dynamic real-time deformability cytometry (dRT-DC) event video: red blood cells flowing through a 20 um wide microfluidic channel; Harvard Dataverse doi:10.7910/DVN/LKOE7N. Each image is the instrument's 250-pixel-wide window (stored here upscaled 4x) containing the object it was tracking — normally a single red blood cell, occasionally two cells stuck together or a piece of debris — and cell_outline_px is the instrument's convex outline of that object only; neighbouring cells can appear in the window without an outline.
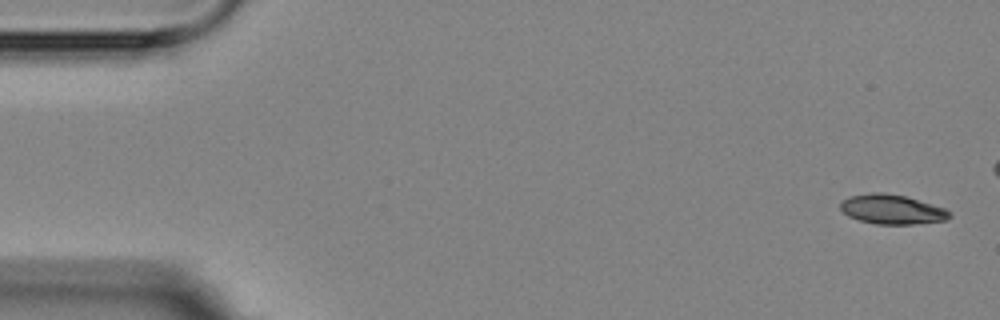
{"species": "Egyptian fruit bat (a non-hibernating species)", "species_latin": "Rousettus aegyptiacus", "temperature_condition": "room temperature", "stored_images_in_passage": 7, "camera_frame_rate_fps": 3000, "um_per_image_px": 0.085, "animal": {"sex": "female"}, "frame": {"image": 1, "passage_image": 1, "time_ms": 0.0, "image_size_px": [1000, 320], "cell_outline_px": [[952, 216], [948, 220], [912, 224], [876, 224], [860, 220], [848, 216], [840, 208], [840, 204], [848, 196], [872, 192], [884, 192], [904, 196], [944, 208], [952, 212]], "centroid_in_image_um": [75.83, 17.79], "position_along_channel_um": 9.2, "area_um2": 18.73}}
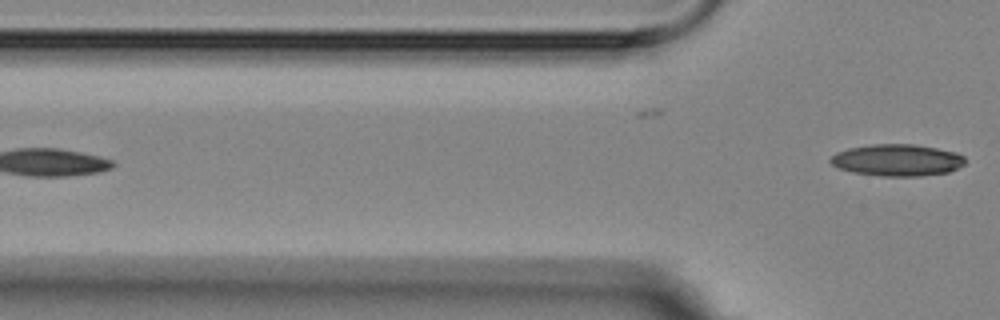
{"frame": {"image": 2, "passage_image": 7, "time_ms": 6.667, "image_size_px": [1000, 320], "cell_outline_px": [[964, 164], [948, 172], [920, 176], [884, 176], [852, 172], [836, 168], [828, 160], [836, 152], [848, 148], [872, 144], [916, 144], [956, 152], [964, 156]], "centroid_in_image_um": [76.22, 13.6], "position_along_channel_um": 49.6, "area_um2": 24.97}}